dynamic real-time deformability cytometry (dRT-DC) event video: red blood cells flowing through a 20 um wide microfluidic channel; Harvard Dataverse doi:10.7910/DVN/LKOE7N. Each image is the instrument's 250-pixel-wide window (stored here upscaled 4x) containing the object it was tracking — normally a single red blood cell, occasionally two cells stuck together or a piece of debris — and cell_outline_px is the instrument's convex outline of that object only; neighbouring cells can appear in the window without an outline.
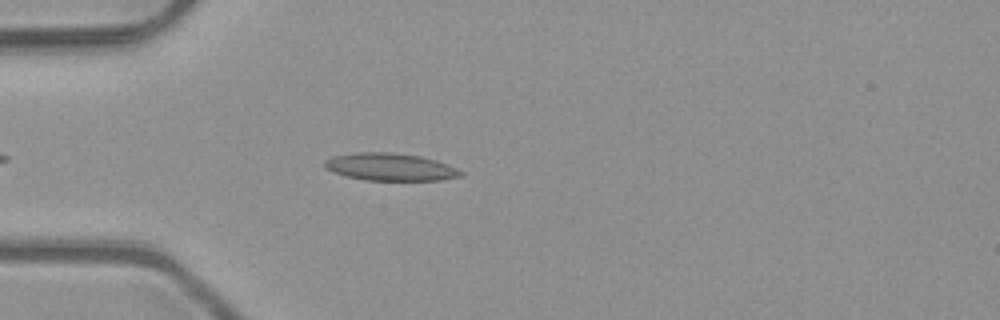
{"species": "common noctule bat (a hibernating species)", "species_latin": "Nyctalus noctula", "temperature_condition": "room temperature", "stored_images_in_passage": 1, "camera_frame_rate_fps": 3000, "um_per_image_px": 0.085, "animal": {"sex": "male", "body_mass_g": 23.1, "forearm_length_mm": 52.7}, "frame": {"image": 1, "passage_image": 1, "time_ms": 0.0, "image_size_px": [1000, 320], "cell_outline_px": [[464, 176], [440, 180], [368, 180], [348, 176], [336, 172], [328, 168], [324, 164], [324, 160], [332, 156], [360, 152], [392, 152], [420, 156], [436, 160], [448, 164], [464, 172]], "centroid_in_image_um": [33.24, 14.18], "position_along_channel_um": 51.8, "area_um2": 21.62}}